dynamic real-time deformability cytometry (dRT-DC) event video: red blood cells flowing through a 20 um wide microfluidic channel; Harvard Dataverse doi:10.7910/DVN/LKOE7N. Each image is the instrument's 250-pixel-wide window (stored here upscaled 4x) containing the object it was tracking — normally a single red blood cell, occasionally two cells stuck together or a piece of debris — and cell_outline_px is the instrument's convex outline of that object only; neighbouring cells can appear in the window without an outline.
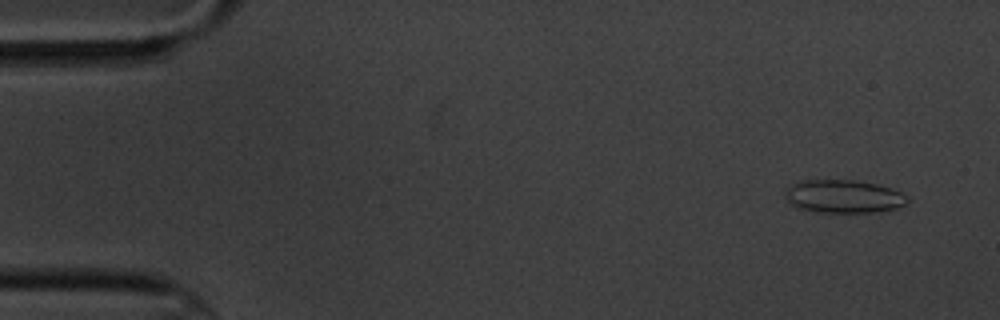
{"species": "common noctule bat (a hibernating species)", "species_latin": "Nyctalus noctula", "temperature_condition": "cold", "stored_images_in_passage": 5, "camera_frame_rate_fps": 3000, "um_per_image_px": 0.085, "animal": {"sex": "male", "body_mass_g": 20.1, "forearm_length_mm": 53.5}, "frame": {"image": 1, "passage_image": 2, "time_ms": 1.0, "image_size_px": [1000, 320], "cell_outline_px": [[908, 200], [904, 204], [896, 208], [876, 212], [816, 212], [796, 208], [788, 204], [784, 196], [784, 188], [796, 180], [852, 180], [876, 184], [892, 188], [908, 196]], "centroid_in_image_um": [71.6, 16.69], "position_along_channel_um": 13.4, "area_um2": 23.99}}
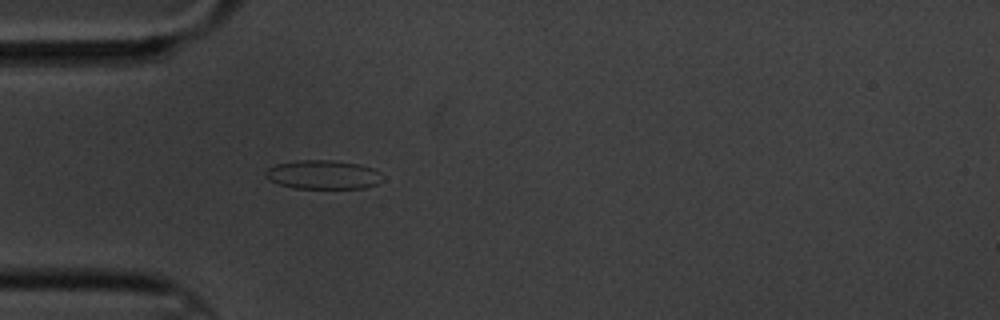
{"frame": {"image": 2, "passage_image": 5, "time_ms": 5.333, "image_size_px": [1000, 320], "cell_outline_px": [[384, 180], [376, 184], [364, 188], [296, 188], [280, 184], [268, 180], [264, 176], [264, 172], [268, 168], [276, 164], [300, 160], [332, 160], [360, 164], [372, 168], [380, 172]], "centroid_in_image_um": [27.47, 14.84], "position_along_channel_um": 57.5, "area_um2": 19.77}}